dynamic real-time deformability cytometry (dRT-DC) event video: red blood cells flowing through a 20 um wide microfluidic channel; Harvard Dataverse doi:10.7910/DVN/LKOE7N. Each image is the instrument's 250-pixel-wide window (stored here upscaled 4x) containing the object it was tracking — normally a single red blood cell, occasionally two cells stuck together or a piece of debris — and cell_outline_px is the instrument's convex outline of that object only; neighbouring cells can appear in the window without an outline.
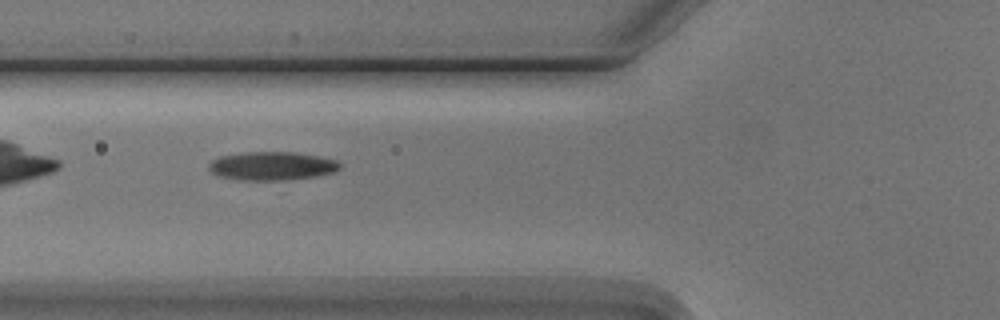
{"species": "Egyptian fruit bat (a non-hibernating species)", "species_latin": "Rousettus aegyptiacus", "temperature_condition": "cold", "stored_images_in_passage": 5, "camera_frame_rate_fps": 3000, "um_per_image_px": 0.085, "animal": {"sex": "male"}, "frame": {"image": 1, "passage_image": 2, "time_ms": 1.0, "image_size_px": [1000, 320], "cell_outline_px": [[340, 168], [332, 172], [312, 176], [284, 180], [244, 180], [220, 176], [212, 172], [208, 168], [208, 164], [212, 160], [220, 156], [244, 152], [292, 152], [320, 156], [336, 160], [340, 164]], "centroid_in_image_um": [23.08, 14.09], "position_along_channel_um": 102.7, "area_um2": 21.5}}
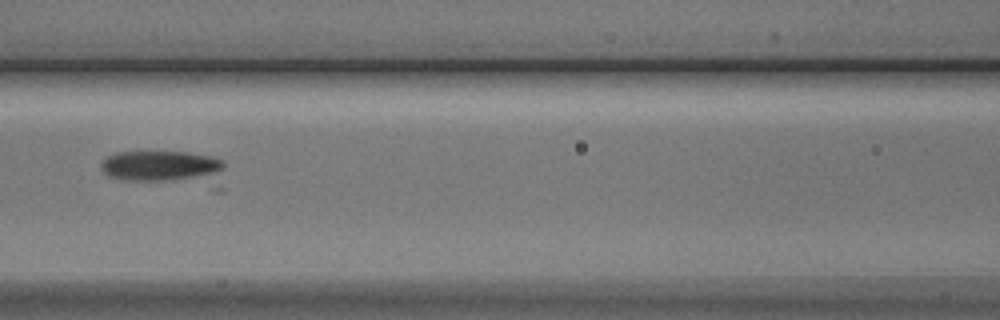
{"frame": {"image": 2, "passage_image": 3, "time_ms": 2.333, "image_size_px": [1000, 320], "cell_outline_px": [[224, 188], [220, 192], [212, 192], [124, 180], [108, 176], [100, 168], [100, 164], [108, 156], [116, 152], [188, 152], [212, 156], [224, 160]], "centroid_in_image_um": [14.26, 14.41], "position_along_channel_um": 152.3, "area_um2": 27.74}}
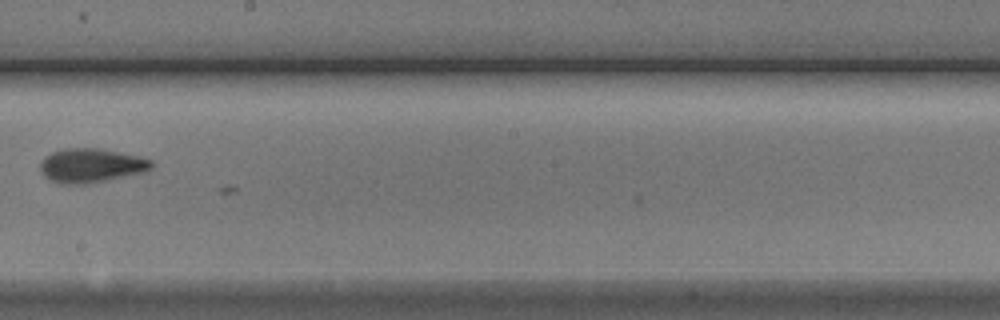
{"frame": {"image": 3, "passage_image": 5, "time_ms": 4.667, "image_size_px": [1000, 320], "cell_outline_px": [[152, 168], [144, 172], [108, 180], [88, 184], [64, 184], [52, 180], [44, 176], [40, 168], [40, 164], [52, 152], [68, 148], [100, 148], [140, 156], [152, 160]], "centroid_in_image_um": [7.79, 14.07], "position_along_channel_um": 240.4, "area_um2": 21.96}}